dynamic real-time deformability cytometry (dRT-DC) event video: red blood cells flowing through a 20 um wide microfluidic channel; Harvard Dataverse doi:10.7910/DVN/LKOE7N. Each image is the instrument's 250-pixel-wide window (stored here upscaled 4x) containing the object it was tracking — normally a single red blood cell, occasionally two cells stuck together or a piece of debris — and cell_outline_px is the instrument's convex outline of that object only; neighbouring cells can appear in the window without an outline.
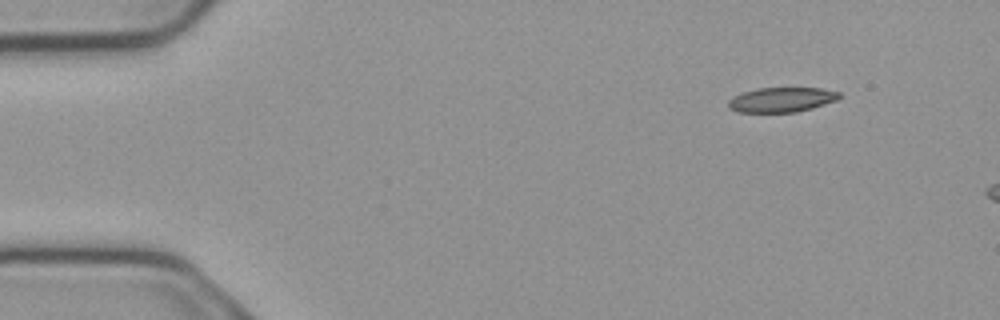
{"species": "common noctule bat (a hibernating species)", "species_latin": "Nyctalus noctula", "temperature_condition": "cold", "stored_images_in_passage": 3, "camera_frame_rate_fps": 3000, "um_per_image_px": 0.085, "animal": {"sex": "male", "body_mass_g": 23.1, "forearm_length_mm": 52.7}, "frame": {"image": 1, "passage_image": 1, "time_ms": 0.0, "image_size_px": [1000, 320], "cell_outline_px": [[840, 96], [836, 100], [812, 108], [796, 112], [736, 112], [728, 108], [728, 100], [732, 96], [756, 88], [820, 88], [840, 92]], "centroid_in_image_um": [66.39, 8.47], "position_along_channel_um": 18.6, "area_um2": 16.01}}